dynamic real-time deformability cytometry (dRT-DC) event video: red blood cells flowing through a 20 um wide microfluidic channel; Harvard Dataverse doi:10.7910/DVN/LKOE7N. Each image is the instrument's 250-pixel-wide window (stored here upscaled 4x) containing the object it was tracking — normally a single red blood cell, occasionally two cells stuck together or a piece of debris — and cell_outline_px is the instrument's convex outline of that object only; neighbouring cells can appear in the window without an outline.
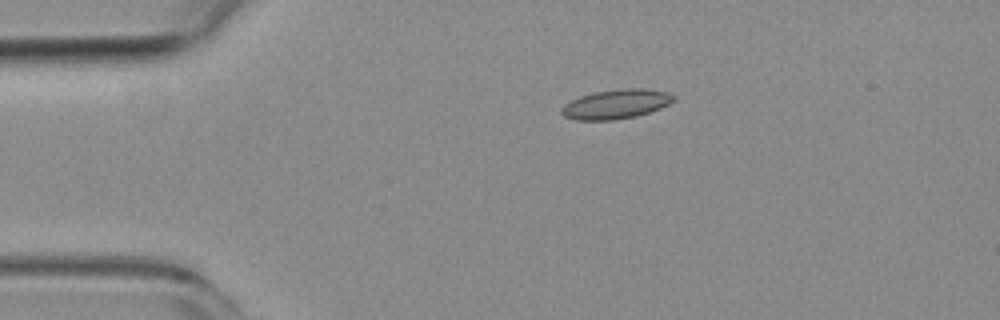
{"species": "common noctule bat (a hibernating species)", "species_latin": "Nyctalus noctula", "temperature_condition": "room temperature", "stored_images_in_passage": 4, "camera_frame_rate_fps": 3000, "um_per_image_px": 0.085, "animal": {"sex": "female", "body_mass_g": 19.3, "forearm_length_mm": 54.1}, "frame": {"image": 1, "passage_image": 3, "time_ms": 2.333, "image_size_px": [1000, 320], "cell_outline_px": [[676, 100], [660, 108], [636, 116], [612, 120], [576, 120], [564, 116], [560, 112], [560, 108], [564, 104], [580, 96], [596, 92], [624, 88], [644, 88], [668, 92], [676, 96]], "centroid_in_image_um": [52.37, 8.84], "position_along_channel_um": 32.6, "area_um2": 19.19}}
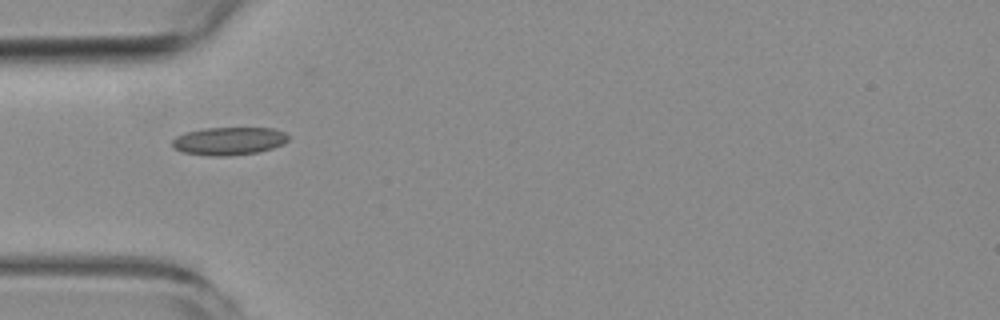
{"frame": {"image": 2, "passage_image": 4, "time_ms": 4.333, "image_size_px": [1000, 320], "cell_outline_px": [[288, 140], [284, 144], [272, 148], [256, 152], [228, 156], [208, 156], [184, 152], [172, 148], [172, 140], [176, 136], [184, 132], [204, 128], [272, 128], [284, 132], [288, 136]], "centroid_in_image_um": [19.42, 11.98], "position_along_channel_um": 65.6, "area_um2": 18.96}}